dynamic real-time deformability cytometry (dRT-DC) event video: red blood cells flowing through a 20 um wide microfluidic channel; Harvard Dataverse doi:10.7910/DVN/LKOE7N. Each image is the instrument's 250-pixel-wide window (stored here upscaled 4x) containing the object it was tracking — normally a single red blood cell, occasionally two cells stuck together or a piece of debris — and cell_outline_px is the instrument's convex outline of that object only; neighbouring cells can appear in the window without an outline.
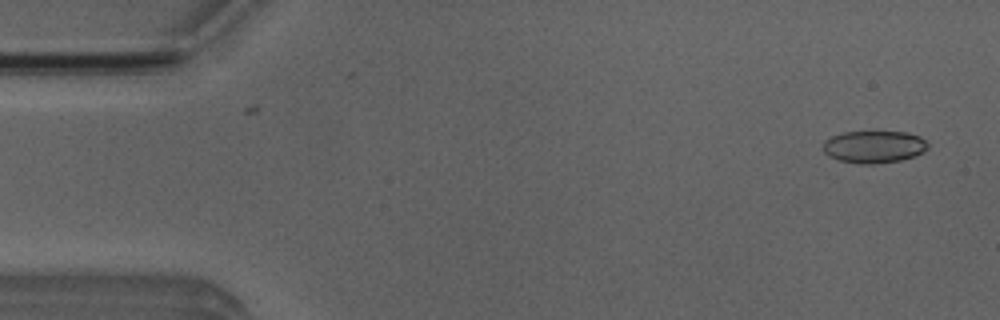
{"species": "Egyptian fruit bat (a non-hibernating species)", "species_latin": "Rousettus aegyptiacus", "temperature_condition": "room temperature", "stored_images_in_passage": 53, "camera_frame_rate_fps": 3000, "um_per_image_px": 0.085, "animal": {"sex": "male"}, "frame": {"image": 1, "passage_image": 3, "time_ms": 0.667, "image_size_px": [1000, 320], "cell_outline_px": [[928, 148], [916, 156], [900, 160], [876, 164], [860, 164], [836, 160], [828, 156], [820, 148], [824, 140], [832, 136], [844, 132], [908, 132], [920, 136], [928, 144]], "centroid_in_image_um": [74.24, 12.49], "position_along_channel_um": 10.8, "area_um2": 20.0}}
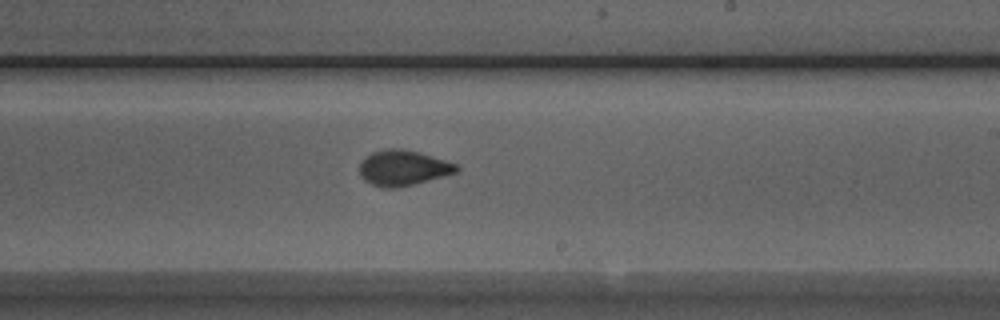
{"frame": {"image": 2, "passage_image": 31, "time_ms": 10.0, "image_size_px": [1000, 320], "cell_outline_px": [[460, 168], [456, 172], [444, 176], [396, 188], [384, 188], [372, 184], [364, 180], [360, 176], [360, 164], [372, 152], [388, 148], [400, 148], [416, 152], [444, 160], [456, 164]], "centroid_in_image_um": [34.24, 14.28], "position_along_channel_um": 254.8, "area_um2": 19.59}}
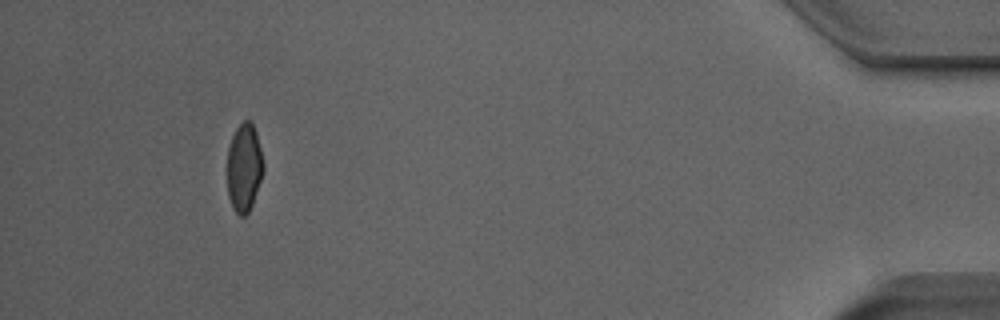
{"frame": {"image": 3, "passage_image": 49, "time_ms": 16.0, "image_size_px": [1000, 320], "cell_outline_px": [[264, 168], [252, 204], [248, 212], [244, 216], [240, 216], [232, 208], [228, 196], [228, 148], [232, 136], [236, 128], [244, 120], [252, 120], [256, 132], [264, 164]], "centroid_in_image_um": [20.75, 14.22], "position_along_channel_um": 414.5, "area_um2": 18.44}, "authors_computed_cell_mechanics": {"area_um2": 19.7676, "velocity_mm_per_s": 3.8763, "shape_relaxation_time_tau1_ms": 5.5358, "shape_relaxation_time_tau2_ms": 0.8258, "deformation_change_tau1": 0.1429, "deformation_change_tau2": 0.0572}}